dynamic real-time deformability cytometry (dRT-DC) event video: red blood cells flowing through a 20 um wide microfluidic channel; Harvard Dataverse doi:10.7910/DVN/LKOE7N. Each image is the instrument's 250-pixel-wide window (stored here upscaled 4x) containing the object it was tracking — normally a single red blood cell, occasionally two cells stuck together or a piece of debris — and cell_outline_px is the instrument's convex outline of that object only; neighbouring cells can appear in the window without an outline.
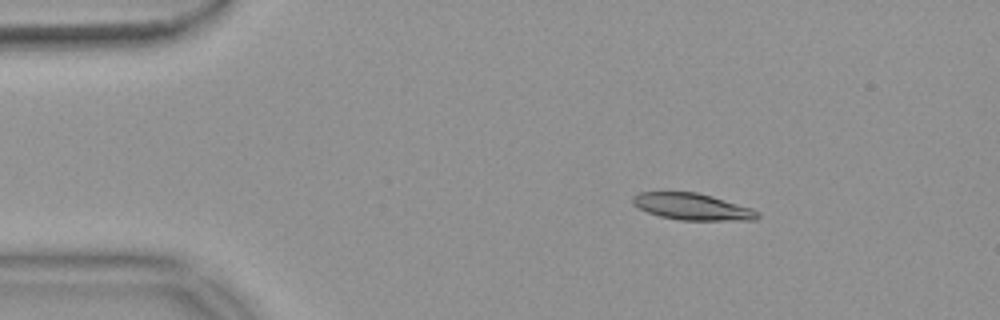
{"species": "common noctule bat (a hibernating species)", "species_latin": "Nyctalus noctula", "temperature_condition": "warm", "stored_images_in_passage": 47, "camera_frame_rate_fps": 3000, "um_per_image_px": 0.085, "animal": {"sex": "female", "body_mass_g": 18.4}, "frame": {"image": 1, "passage_image": 1, "time_ms": 0.0, "image_size_px": [1000, 320], "cell_outline_px": [[760, 216], [756, 220], [680, 220], [660, 216], [648, 212], [632, 204], [632, 196], [640, 192], [696, 192], [712, 196], [752, 208], [760, 212]], "centroid_in_image_um": [58.86, 17.57], "position_along_channel_um": 26.1, "area_um2": 19.36}}
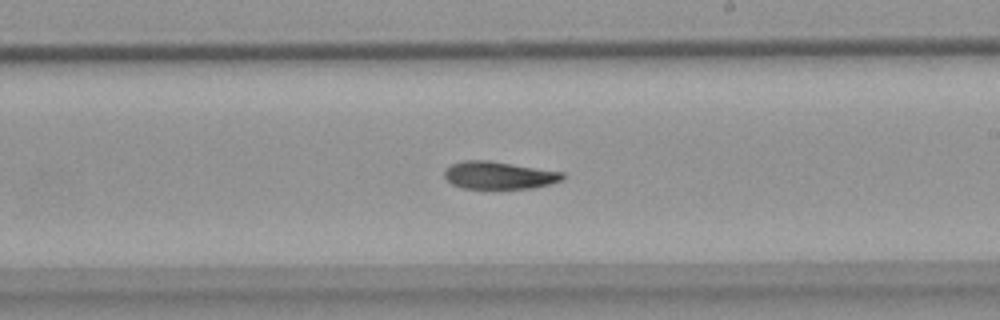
{"frame": {"image": 2, "passage_image": 24, "time_ms": 7.667, "image_size_px": [1000, 320], "cell_outline_px": [[564, 176], [560, 180], [548, 184], [532, 188], [496, 192], [460, 188], [452, 184], [444, 176], [444, 168], [452, 164], [464, 160], [488, 160], [564, 172]], "centroid_in_image_um": [42.35, 14.95], "position_along_channel_um": 246.7, "area_um2": 19.88}}
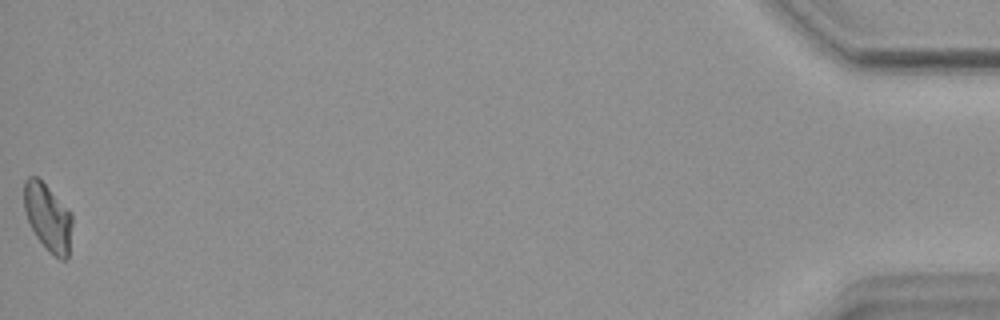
{"frame": {"image": 3, "passage_image": 47, "time_ms": 15.333, "image_size_px": [1000, 320], "cell_outline_px": [[72, 224], [68, 256], [64, 260], [60, 260], [48, 252], [44, 248], [36, 236], [28, 220], [24, 208], [24, 180], [28, 176], [36, 176], [72, 212]], "centroid_in_image_um": [4.07, 18.5], "position_along_channel_um": 431.1, "area_um2": 18.9}, "authors_computed_cell_mechanics": {"area_um2": 19.5942, "velocity_mm_per_s": 3.6954, "shape_relaxation_time_tau1_ms": 7.8652, "shape_relaxation_time_tau2_ms": null, "deformation_change_tau1": 0.2001, "deformation_change_tau2": null}}